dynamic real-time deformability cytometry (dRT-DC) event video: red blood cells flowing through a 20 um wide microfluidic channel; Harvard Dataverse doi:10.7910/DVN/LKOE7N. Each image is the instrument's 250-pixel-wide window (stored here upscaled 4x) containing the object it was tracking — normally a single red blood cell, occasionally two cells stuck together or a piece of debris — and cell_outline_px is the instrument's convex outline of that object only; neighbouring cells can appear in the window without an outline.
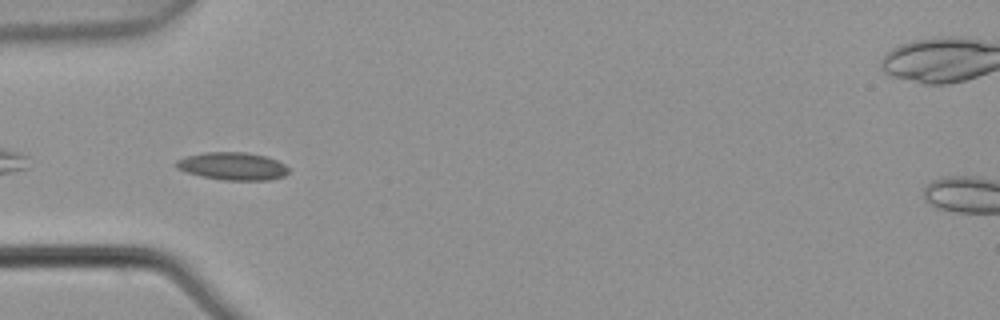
{"species": "common noctule bat (a hibernating species)", "species_latin": "Nyctalus noctula", "temperature_condition": "warm", "stored_images_in_passage": 6, "camera_frame_rate_fps": 3000, "um_per_image_px": 0.085, "animal": {"sex": "male", "body_mass_g": 21.5, "forearm_length_mm": 52.0}, "frame": {"image": 1, "passage_image": 5, "time_ms": 1.333, "image_size_px": [1000, 320], "cell_outline_px": [[288, 172], [284, 176], [268, 180], [224, 180], [200, 176], [176, 168], [176, 160], [188, 156], [204, 152], [244, 152], [268, 156], [284, 164], [288, 168]], "centroid_in_image_um": [19.78, 14.12], "position_along_channel_um": 65.2, "area_um2": 18.09}}
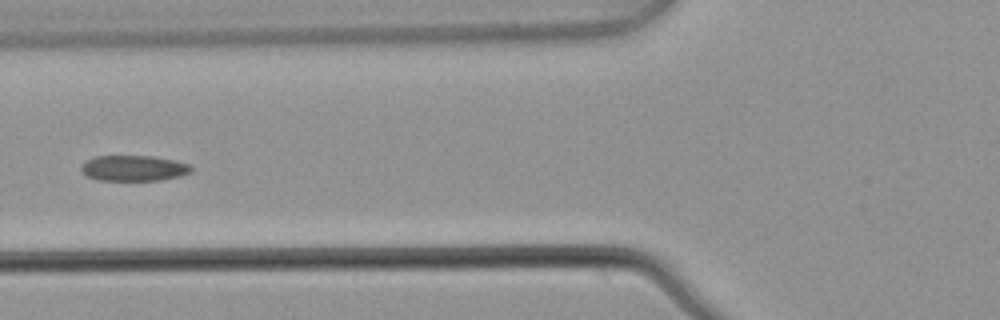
{"frame": {"image": 2, "passage_image": 6, "time_ms": 1.667, "image_size_px": [1000, 320], "cell_outline_px": [[192, 172], [180, 176], [160, 180], [96, 180], [88, 176], [80, 168], [88, 160], [96, 156], [152, 156], [176, 160], [192, 164]], "centroid_in_image_um": [11.44, 14.29], "position_along_channel_um": 114.4, "area_um2": 16.42}}